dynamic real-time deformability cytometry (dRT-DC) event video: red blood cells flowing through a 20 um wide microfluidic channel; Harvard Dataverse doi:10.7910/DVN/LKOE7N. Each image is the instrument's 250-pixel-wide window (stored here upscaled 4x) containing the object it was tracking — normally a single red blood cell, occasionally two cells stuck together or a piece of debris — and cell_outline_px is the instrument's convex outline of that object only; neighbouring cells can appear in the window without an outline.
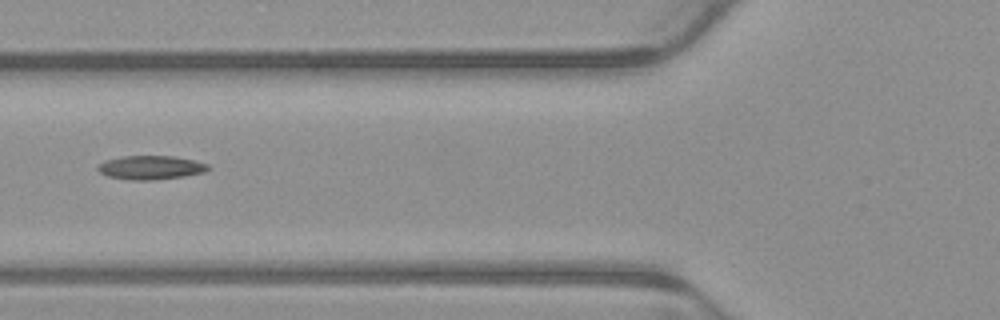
{"species": "common noctule bat (a hibernating species)", "species_latin": "Nyctalus noctula", "temperature_condition": "warm", "stored_images_in_passage": 7, "camera_frame_rate_fps": 3000, "um_per_image_px": 0.085, "animal": {"sex": "male", "body_mass_g": 23.1, "forearm_length_mm": 52.7}, "frame": {"image": 1, "passage_image": 7, "time_ms": 2.0, "image_size_px": [1000, 320], "cell_outline_px": [[212, 168], [204, 172], [184, 176], [152, 180], [128, 180], [108, 176], [100, 172], [96, 168], [104, 160], [124, 156], [172, 156], [196, 160], [208, 164]], "centroid_in_image_um": [12.83, 14.24], "position_along_channel_um": 113.0, "area_um2": 15.37}}